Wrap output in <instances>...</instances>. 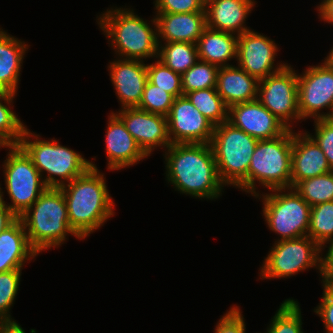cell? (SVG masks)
Masks as SVG:
<instances>
[{"label":"cell","instance_id":"19","mask_svg":"<svg viewBox=\"0 0 333 333\" xmlns=\"http://www.w3.org/2000/svg\"><path fill=\"white\" fill-rule=\"evenodd\" d=\"M297 130H293L291 188L302 180L333 171L317 143L303 129Z\"/></svg>","mask_w":333,"mask_h":333},{"label":"cell","instance_id":"3","mask_svg":"<svg viewBox=\"0 0 333 333\" xmlns=\"http://www.w3.org/2000/svg\"><path fill=\"white\" fill-rule=\"evenodd\" d=\"M101 13L96 16V23L115 57L141 61L158 58L159 44L154 15L149 21L138 16L133 7L126 4L125 7L113 5Z\"/></svg>","mask_w":333,"mask_h":333},{"label":"cell","instance_id":"9","mask_svg":"<svg viewBox=\"0 0 333 333\" xmlns=\"http://www.w3.org/2000/svg\"><path fill=\"white\" fill-rule=\"evenodd\" d=\"M6 149L5 160L1 164L5 190L0 187V201L18 218L24 214L48 188L32 159L19 146H0ZM7 192L11 203L6 202Z\"/></svg>","mask_w":333,"mask_h":333},{"label":"cell","instance_id":"29","mask_svg":"<svg viewBox=\"0 0 333 333\" xmlns=\"http://www.w3.org/2000/svg\"><path fill=\"white\" fill-rule=\"evenodd\" d=\"M185 96L214 126L228 121V107L216 88L192 91Z\"/></svg>","mask_w":333,"mask_h":333},{"label":"cell","instance_id":"5","mask_svg":"<svg viewBox=\"0 0 333 333\" xmlns=\"http://www.w3.org/2000/svg\"><path fill=\"white\" fill-rule=\"evenodd\" d=\"M26 127L19 146L32 159L47 187L60 188L84 174L90 167V159L80 152L60 144L56 138L42 139Z\"/></svg>","mask_w":333,"mask_h":333},{"label":"cell","instance_id":"43","mask_svg":"<svg viewBox=\"0 0 333 333\" xmlns=\"http://www.w3.org/2000/svg\"><path fill=\"white\" fill-rule=\"evenodd\" d=\"M14 320H0V333H26L20 323Z\"/></svg>","mask_w":333,"mask_h":333},{"label":"cell","instance_id":"7","mask_svg":"<svg viewBox=\"0 0 333 333\" xmlns=\"http://www.w3.org/2000/svg\"><path fill=\"white\" fill-rule=\"evenodd\" d=\"M292 145L293 129L274 139L258 140L248 168L250 196L261 193L259 186L266 191L291 187Z\"/></svg>","mask_w":333,"mask_h":333},{"label":"cell","instance_id":"30","mask_svg":"<svg viewBox=\"0 0 333 333\" xmlns=\"http://www.w3.org/2000/svg\"><path fill=\"white\" fill-rule=\"evenodd\" d=\"M300 303L287 298L279 305L263 333H305Z\"/></svg>","mask_w":333,"mask_h":333},{"label":"cell","instance_id":"44","mask_svg":"<svg viewBox=\"0 0 333 333\" xmlns=\"http://www.w3.org/2000/svg\"><path fill=\"white\" fill-rule=\"evenodd\" d=\"M326 58L333 64V46L330 49V51L328 52V54L326 55Z\"/></svg>","mask_w":333,"mask_h":333},{"label":"cell","instance_id":"27","mask_svg":"<svg viewBox=\"0 0 333 333\" xmlns=\"http://www.w3.org/2000/svg\"><path fill=\"white\" fill-rule=\"evenodd\" d=\"M158 44V59L181 75L199 60L196 44L187 42H158Z\"/></svg>","mask_w":333,"mask_h":333},{"label":"cell","instance_id":"21","mask_svg":"<svg viewBox=\"0 0 333 333\" xmlns=\"http://www.w3.org/2000/svg\"><path fill=\"white\" fill-rule=\"evenodd\" d=\"M158 42L196 44L206 28V12L154 13Z\"/></svg>","mask_w":333,"mask_h":333},{"label":"cell","instance_id":"22","mask_svg":"<svg viewBox=\"0 0 333 333\" xmlns=\"http://www.w3.org/2000/svg\"><path fill=\"white\" fill-rule=\"evenodd\" d=\"M38 255L29 242L20 218L0 233V272L23 269Z\"/></svg>","mask_w":333,"mask_h":333},{"label":"cell","instance_id":"36","mask_svg":"<svg viewBox=\"0 0 333 333\" xmlns=\"http://www.w3.org/2000/svg\"><path fill=\"white\" fill-rule=\"evenodd\" d=\"M314 132L304 130L321 148L333 170V118L314 120Z\"/></svg>","mask_w":333,"mask_h":333},{"label":"cell","instance_id":"1","mask_svg":"<svg viewBox=\"0 0 333 333\" xmlns=\"http://www.w3.org/2000/svg\"><path fill=\"white\" fill-rule=\"evenodd\" d=\"M162 156L165 180L180 195L207 201L222 196L225 185L219 178L210 143L171 144Z\"/></svg>","mask_w":333,"mask_h":333},{"label":"cell","instance_id":"37","mask_svg":"<svg viewBox=\"0 0 333 333\" xmlns=\"http://www.w3.org/2000/svg\"><path fill=\"white\" fill-rule=\"evenodd\" d=\"M239 305H231L217 321L213 333H246L244 315Z\"/></svg>","mask_w":333,"mask_h":333},{"label":"cell","instance_id":"20","mask_svg":"<svg viewBox=\"0 0 333 333\" xmlns=\"http://www.w3.org/2000/svg\"><path fill=\"white\" fill-rule=\"evenodd\" d=\"M256 0H206V27L235 35L252 30L246 25Z\"/></svg>","mask_w":333,"mask_h":333},{"label":"cell","instance_id":"24","mask_svg":"<svg viewBox=\"0 0 333 333\" xmlns=\"http://www.w3.org/2000/svg\"><path fill=\"white\" fill-rule=\"evenodd\" d=\"M259 81L237 65L219 67L216 90L229 108L257 99Z\"/></svg>","mask_w":333,"mask_h":333},{"label":"cell","instance_id":"39","mask_svg":"<svg viewBox=\"0 0 333 333\" xmlns=\"http://www.w3.org/2000/svg\"><path fill=\"white\" fill-rule=\"evenodd\" d=\"M153 13H194L205 10L203 0H154Z\"/></svg>","mask_w":333,"mask_h":333},{"label":"cell","instance_id":"17","mask_svg":"<svg viewBox=\"0 0 333 333\" xmlns=\"http://www.w3.org/2000/svg\"><path fill=\"white\" fill-rule=\"evenodd\" d=\"M115 58L107 64V70L120 102V109L138 107L147 82V63L136 59Z\"/></svg>","mask_w":333,"mask_h":333},{"label":"cell","instance_id":"14","mask_svg":"<svg viewBox=\"0 0 333 333\" xmlns=\"http://www.w3.org/2000/svg\"><path fill=\"white\" fill-rule=\"evenodd\" d=\"M167 120L171 144L211 142L215 126L185 95L174 99Z\"/></svg>","mask_w":333,"mask_h":333},{"label":"cell","instance_id":"33","mask_svg":"<svg viewBox=\"0 0 333 333\" xmlns=\"http://www.w3.org/2000/svg\"><path fill=\"white\" fill-rule=\"evenodd\" d=\"M153 61L147 63V80L174 98L183 96L181 74L171 70L158 58Z\"/></svg>","mask_w":333,"mask_h":333},{"label":"cell","instance_id":"10","mask_svg":"<svg viewBox=\"0 0 333 333\" xmlns=\"http://www.w3.org/2000/svg\"><path fill=\"white\" fill-rule=\"evenodd\" d=\"M262 202V217L270 232L277 239L288 240L306 236L311 206L294 190V188L274 189L261 192L253 197Z\"/></svg>","mask_w":333,"mask_h":333},{"label":"cell","instance_id":"28","mask_svg":"<svg viewBox=\"0 0 333 333\" xmlns=\"http://www.w3.org/2000/svg\"><path fill=\"white\" fill-rule=\"evenodd\" d=\"M307 235L324 251L333 246V201L311 206Z\"/></svg>","mask_w":333,"mask_h":333},{"label":"cell","instance_id":"15","mask_svg":"<svg viewBox=\"0 0 333 333\" xmlns=\"http://www.w3.org/2000/svg\"><path fill=\"white\" fill-rule=\"evenodd\" d=\"M114 113L148 156L157 149L164 152L171 145L167 117L137 107L119 109Z\"/></svg>","mask_w":333,"mask_h":333},{"label":"cell","instance_id":"13","mask_svg":"<svg viewBox=\"0 0 333 333\" xmlns=\"http://www.w3.org/2000/svg\"><path fill=\"white\" fill-rule=\"evenodd\" d=\"M278 46L275 40L254 29L244 32L238 36L236 65L258 81L264 79L288 64L275 62Z\"/></svg>","mask_w":333,"mask_h":333},{"label":"cell","instance_id":"8","mask_svg":"<svg viewBox=\"0 0 333 333\" xmlns=\"http://www.w3.org/2000/svg\"><path fill=\"white\" fill-rule=\"evenodd\" d=\"M273 242L259 268V280L288 279L312 268L324 280L325 251L311 237Z\"/></svg>","mask_w":333,"mask_h":333},{"label":"cell","instance_id":"2","mask_svg":"<svg viewBox=\"0 0 333 333\" xmlns=\"http://www.w3.org/2000/svg\"><path fill=\"white\" fill-rule=\"evenodd\" d=\"M92 160L82 175L63 185L71 229L85 240L115 215V202L109 193L106 175ZM110 218V219H109Z\"/></svg>","mask_w":333,"mask_h":333},{"label":"cell","instance_id":"12","mask_svg":"<svg viewBox=\"0 0 333 333\" xmlns=\"http://www.w3.org/2000/svg\"><path fill=\"white\" fill-rule=\"evenodd\" d=\"M288 63L283 69L259 80L257 99L289 129L303 122L298 108L297 70Z\"/></svg>","mask_w":333,"mask_h":333},{"label":"cell","instance_id":"40","mask_svg":"<svg viewBox=\"0 0 333 333\" xmlns=\"http://www.w3.org/2000/svg\"><path fill=\"white\" fill-rule=\"evenodd\" d=\"M314 8L320 21L333 26V0H320L319 4Z\"/></svg>","mask_w":333,"mask_h":333},{"label":"cell","instance_id":"18","mask_svg":"<svg viewBox=\"0 0 333 333\" xmlns=\"http://www.w3.org/2000/svg\"><path fill=\"white\" fill-rule=\"evenodd\" d=\"M105 133V153L109 171H119L148 159L136 140L127 131L123 121L110 111Z\"/></svg>","mask_w":333,"mask_h":333},{"label":"cell","instance_id":"42","mask_svg":"<svg viewBox=\"0 0 333 333\" xmlns=\"http://www.w3.org/2000/svg\"><path fill=\"white\" fill-rule=\"evenodd\" d=\"M324 280L333 286V246L325 251V277Z\"/></svg>","mask_w":333,"mask_h":333},{"label":"cell","instance_id":"38","mask_svg":"<svg viewBox=\"0 0 333 333\" xmlns=\"http://www.w3.org/2000/svg\"><path fill=\"white\" fill-rule=\"evenodd\" d=\"M322 283L321 300L318 305L314 307L313 312L317 314L323 322L325 333H333V286L325 280H320Z\"/></svg>","mask_w":333,"mask_h":333},{"label":"cell","instance_id":"4","mask_svg":"<svg viewBox=\"0 0 333 333\" xmlns=\"http://www.w3.org/2000/svg\"><path fill=\"white\" fill-rule=\"evenodd\" d=\"M19 218L31 246L39 254L57 249L66 243L69 236L82 240L70 227L67 204L61 188L48 187Z\"/></svg>","mask_w":333,"mask_h":333},{"label":"cell","instance_id":"26","mask_svg":"<svg viewBox=\"0 0 333 333\" xmlns=\"http://www.w3.org/2000/svg\"><path fill=\"white\" fill-rule=\"evenodd\" d=\"M16 95L0 90V146L19 145L27 127L13 110Z\"/></svg>","mask_w":333,"mask_h":333},{"label":"cell","instance_id":"25","mask_svg":"<svg viewBox=\"0 0 333 333\" xmlns=\"http://www.w3.org/2000/svg\"><path fill=\"white\" fill-rule=\"evenodd\" d=\"M237 42L238 35L206 27L196 43L199 60L218 67L231 66L230 61L236 63Z\"/></svg>","mask_w":333,"mask_h":333},{"label":"cell","instance_id":"32","mask_svg":"<svg viewBox=\"0 0 333 333\" xmlns=\"http://www.w3.org/2000/svg\"><path fill=\"white\" fill-rule=\"evenodd\" d=\"M218 69L214 64L198 60L181 75L183 95L196 90L216 88Z\"/></svg>","mask_w":333,"mask_h":333},{"label":"cell","instance_id":"16","mask_svg":"<svg viewBox=\"0 0 333 333\" xmlns=\"http://www.w3.org/2000/svg\"><path fill=\"white\" fill-rule=\"evenodd\" d=\"M228 122L257 140L277 138L289 129L258 99L229 107Z\"/></svg>","mask_w":333,"mask_h":333},{"label":"cell","instance_id":"6","mask_svg":"<svg viewBox=\"0 0 333 333\" xmlns=\"http://www.w3.org/2000/svg\"><path fill=\"white\" fill-rule=\"evenodd\" d=\"M258 140L226 121L214 127L210 142L221 182L248 193V168Z\"/></svg>","mask_w":333,"mask_h":333},{"label":"cell","instance_id":"35","mask_svg":"<svg viewBox=\"0 0 333 333\" xmlns=\"http://www.w3.org/2000/svg\"><path fill=\"white\" fill-rule=\"evenodd\" d=\"M174 99L175 98L170 93L162 90L160 87L147 80L142 100L137 108L167 117L170 113Z\"/></svg>","mask_w":333,"mask_h":333},{"label":"cell","instance_id":"41","mask_svg":"<svg viewBox=\"0 0 333 333\" xmlns=\"http://www.w3.org/2000/svg\"><path fill=\"white\" fill-rule=\"evenodd\" d=\"M18 217L0 201V233L10 226Z\"/></svg>","mask_w":333,"mask_h":333},{"label":"cell","instance_id":"34","mask_svg":"<svg viewBox=\"0 0 333 333\" xmlns=\"http://www.w3.org/2000/svg\"><path fill=\"white\" fill-rule=\"evenodd\" d=\"M23 269L0 272V320H14L12 306L19 291Z\"/></svg>","mask_w":333,"mask_h":333},{"label":"cell","instance_id":"31","mask_svg":"<svg viewBox=\"0 0 333 333\" xmlns=\"http://www.w3.org/2000/svg\"><path fill=\"white\" fill-rule=\"evenodd\" d=\"M293 188L310 206L333 201V171L302 180Z\"/></svg>","mask_w":333,"mask_h":333},{"label":"cell","instance_id":"11","mask_svg":"<svg viewBox=\"0 0 333 333\" xmlns=\"http://www.w3.org/2000/svg\"><path fill=\"white\" fill-rule=\"evenodd\" d=\"M298 73V108L301 119L333 118V64L324 57ZM326 112H323L325 111Z\"/></svg>","mask_w":333,"mask_h":333},{"label":"cell","instance_id":"23","mask_svg":"<svg viewBox=\"0 0 333 333\" xmlns=\"http://www.w3.org/2000/svg\"><path fill=\"white\" fill-rule=\"evenodd\" d=\"M28 42L12 36L0 27V90L18 94Z\"/></svg>","mask_w":333,"mask_h":333}]
</instances>
